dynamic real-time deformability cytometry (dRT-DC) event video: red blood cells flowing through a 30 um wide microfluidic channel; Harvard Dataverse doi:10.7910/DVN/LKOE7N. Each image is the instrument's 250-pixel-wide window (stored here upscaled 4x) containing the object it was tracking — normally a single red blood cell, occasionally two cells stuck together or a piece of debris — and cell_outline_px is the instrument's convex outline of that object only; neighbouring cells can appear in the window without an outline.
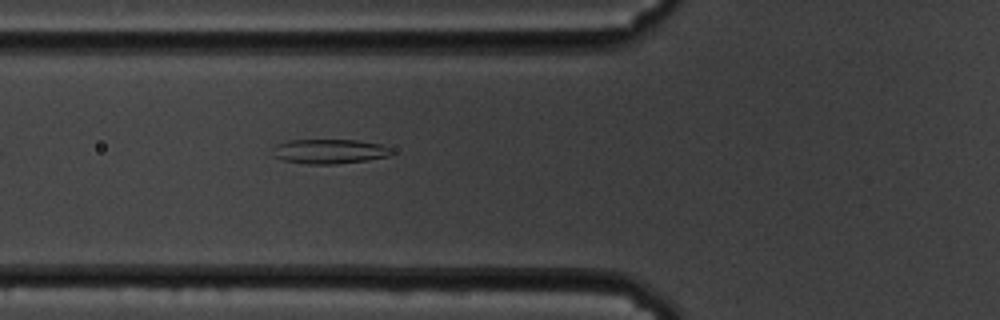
{"species": "common noctule bat (a hibernating species)", "species_latin": "Nyctalus noctula", "temperature_condition": "cold", "stored_images_in_passage": 40, "camera_frame_rate_fps": 3000, "um_per_image_px": 0.085, "animal": {"sex": "male", "body_mass_g": 19.5, "forearm_length_mm": 54.6}, "frame": {"image": 1, "passage_image": 5, "time_ms": 1.333, "image_size_px": [1000, 320], "cell_outline_px": [[392, 152], [388, 156], [368, 160], [336, 164], [308, 164], [284, 160], [272, 156], [276, 144], [288, 140], [356, 140], [380, 144], [388, 148]], "centroid_in_image_um": [27.97, 12.87], "position_along_channel_um": 97.8, "area_um2": 16.88}}
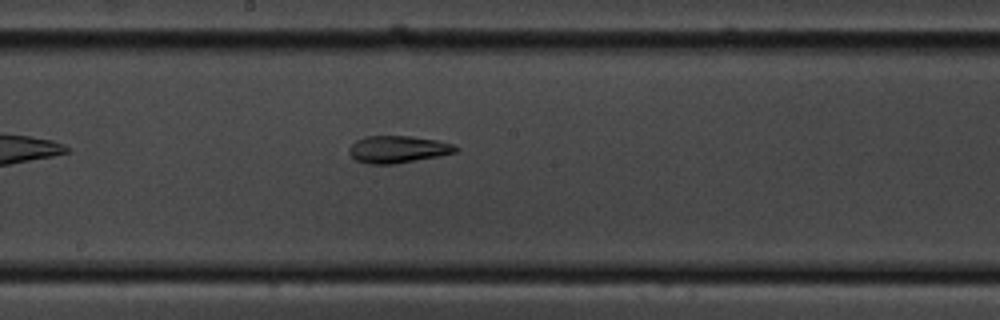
{"frame": {"image": 2, "passage_image": 15, "time_ms": 4.667, "image_size_px": [1000, 320], "cell_outline_px": [[460, 148], [456, 152], [440, 156], [396, 164], [368, 164], [356, 160], [348, 152], [348, 148], [356, 140], [364, 136], [412, 136], [436, 140], [452, 144]], "centroid_in_image_um": [33.81, 12.69], "position_along_channel_um": 214.4, "area_um2": 16.99}}
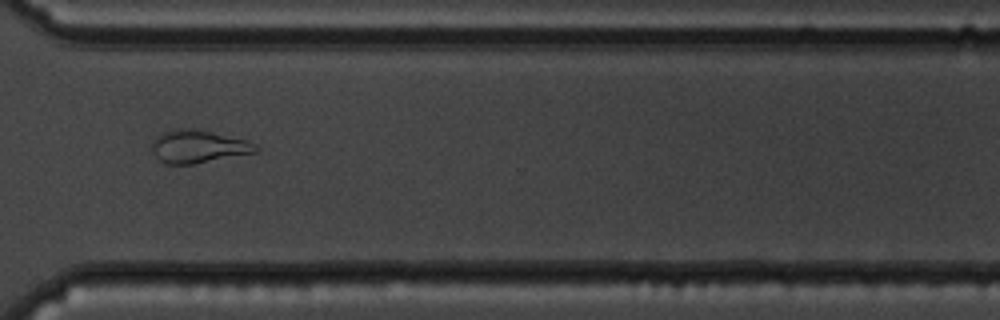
{"frame": {"image": 3, "passage_image": 27, "time_ms": 8.667, "image_size_px": [1000, 320], "cell_outline_px": [[260, 148], [256, 152], [192, 164], [168, 164], [160, 160], [152, 152], [152, 144], [156, 136], [172, 128], [192, 128], [248, 140], [256, 144]], "centroid_in_image_um": [16.85, 12.44], "position_along_channel_um": 353.8, "area_um2": 19.77}, "authors_computed_cell_mechanics": {"area_um2": 17.2822, "velocity_mm_per_s": 3.491, "shape_relaxation_time_tau1_ms": null, "shape_relaxation_time_tau2_ms": 4.34, "deformation_change_tau1": null, "deformation_change_tau2": 0.1133}}